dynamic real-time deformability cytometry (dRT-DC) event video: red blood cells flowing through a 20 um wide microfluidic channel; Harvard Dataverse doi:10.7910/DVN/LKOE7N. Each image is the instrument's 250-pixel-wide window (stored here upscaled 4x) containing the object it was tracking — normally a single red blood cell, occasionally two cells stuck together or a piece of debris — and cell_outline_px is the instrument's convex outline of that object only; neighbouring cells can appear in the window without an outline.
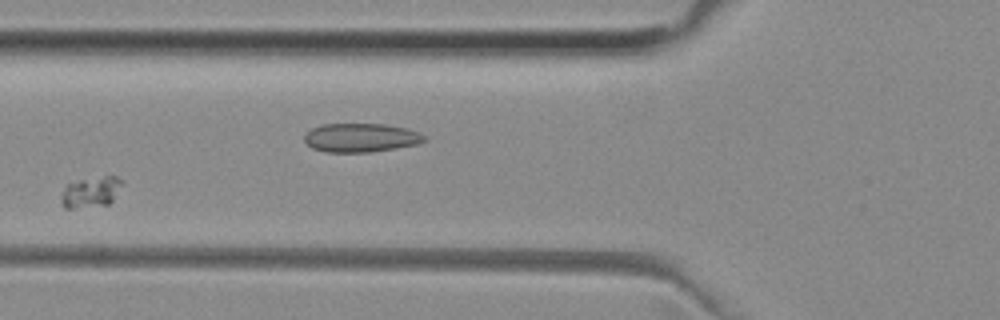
{"species": "common noctule bat (a hibernating species)", "species_latin": "Nyctalus noctula", "temperature_condition": "room temperature", "stored_images_in_passage": 6, "camera_frame_rate_fps": 3000, "um_per_image_px": 0.085, "animal": {"sex": "female", "body_mass_g": 29.2, "forearm_length_mm": 56.3}, "frame": {"image": 1, "passage_image": 3, "time_ms": 0.667, "image_size_px": [1000, 320], "cell_outline_px": [[124, 184], [112, 200], [108, 204], [72, 208], [64, 208], [60, 200], [60, 192], [68, 184], [80, 180], [104, 176], [116, 176], [124, 180]], "centroid_in_image_um": [7.73, 16.31], "position_along_channel_um": 118.1, "area_um2": 10.92}}